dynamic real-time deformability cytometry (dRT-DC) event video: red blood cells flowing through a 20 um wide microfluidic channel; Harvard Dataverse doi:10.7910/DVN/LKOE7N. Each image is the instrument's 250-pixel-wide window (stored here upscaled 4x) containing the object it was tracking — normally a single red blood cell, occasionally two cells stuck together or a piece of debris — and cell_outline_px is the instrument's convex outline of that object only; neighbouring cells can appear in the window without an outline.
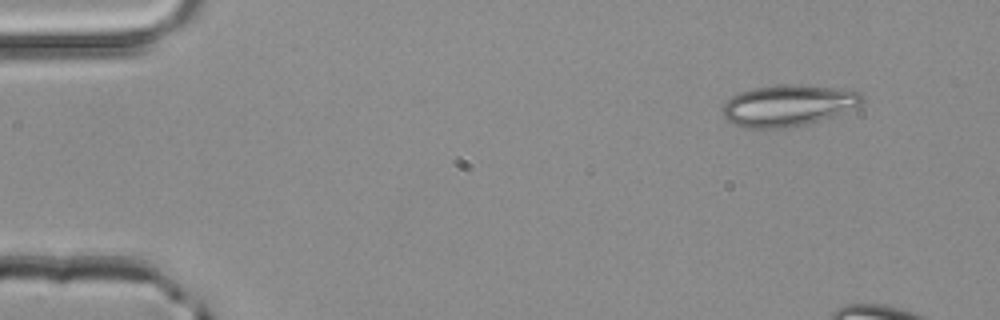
{"species": "common noctule bat (a hibernating species)", "species_latin": "Nyctalus noctula", "temperature_condition": "room temperature", "stored_images_in_passage": 4, "camera_frame_rate_fps": 3000, "um_per_image_px": 0.085, "animal": {"sex": "male", "body_mass_g": 20.4}, "frame": {"image": 1, "passage_image": 1, "time_ms": 0.0, "image_size_px": [1000, 320], "cell_outline_px": [[864, 100], [860, 104], [832, 116], [804, 124], [780, 128], [744, 128], [728, 120], [724, 116], [720, 108], [732, 96], [740, 92], [756, 88], [776, 84], [792, 84], [852, 88], [860, 92], [864, 96]], "centroid_in_image_um": [67.0, 8.93], "position_along_channel_um": 18.0, "area_um2": 33.58}}